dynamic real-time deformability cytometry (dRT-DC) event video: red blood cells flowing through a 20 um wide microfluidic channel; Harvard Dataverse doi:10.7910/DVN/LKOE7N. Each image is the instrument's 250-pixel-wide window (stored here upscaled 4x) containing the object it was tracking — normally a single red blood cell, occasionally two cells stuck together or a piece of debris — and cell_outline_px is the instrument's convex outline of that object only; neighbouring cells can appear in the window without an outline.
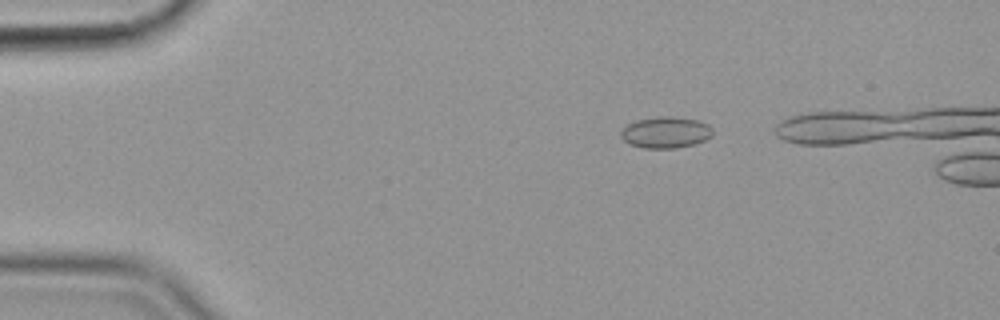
{"species": "common noctule bat (a hibernating species)", "species_latin": "Nyctalus noctula", "temperature_condition": "cold", "stored_images_in_passage": 40, "camera_frame_rate_fps": 3000, "um_per_image_px": 0.085, "animal": {"sex": "female", "body_mass_g": 19.9}, "frame": {"image": 1, "passage_image": 1, "time_ms": 0.0, "image_size_px": [1000, 320], "cell_outline_px": [[712, 136], [696, 144], [676, 148], [644, 148], [628, 144], [620, 136], [620, 132], [628, 124], [636, 120], [660, 116], [672, 116], [700, 120], [708, 124], [712, 128]], "centroid_in_image_um": [56.6, 11.25], "position_along_channel_um": 28.4, "area_um2": 16.94}}
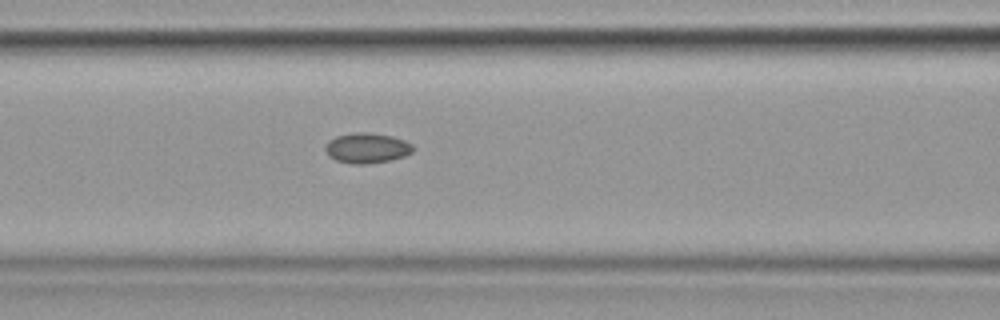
{"frame": {"image": 2, "passage_image": 15, "time_ms": 4.667, "image_size_px": [1000, 320], "cell_outline_px": [[416, 148], [412, 152], [404, 156], [388, 160], [368, 164], [352, 164], [336, 160], [328, 156], [324, 148], [328, 140], [336, 136], [356, 132], [368, 132], [392, 136], [404, 140], [412, 144]], "centroid_in_image_um": [31.18, 12.58], "position_along_channel_um": 135.4, "area_um2": 15.55}}
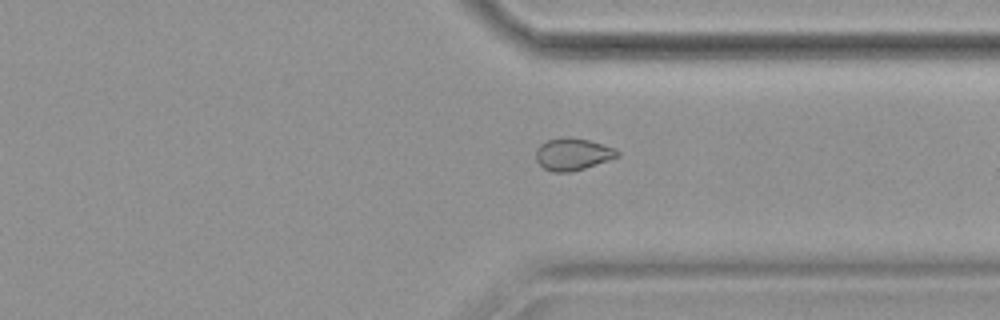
{"frame": {"image": 3, "passage_image": 34, "time_ms": 11.0, "image_size_px": [1000, 320], "cell_outline_px": [[620, 156], [572, 172], [552, 172], [544, 168], [536, 160], [536, 148], [540, 144], [548, 140], [568, 136], [588, 140], [616, 148], [620, 152]], "centroid_in_image_um": [48.68, 13.1], "position_along_channel_um": 362.7, "area_um2": 15.26}}